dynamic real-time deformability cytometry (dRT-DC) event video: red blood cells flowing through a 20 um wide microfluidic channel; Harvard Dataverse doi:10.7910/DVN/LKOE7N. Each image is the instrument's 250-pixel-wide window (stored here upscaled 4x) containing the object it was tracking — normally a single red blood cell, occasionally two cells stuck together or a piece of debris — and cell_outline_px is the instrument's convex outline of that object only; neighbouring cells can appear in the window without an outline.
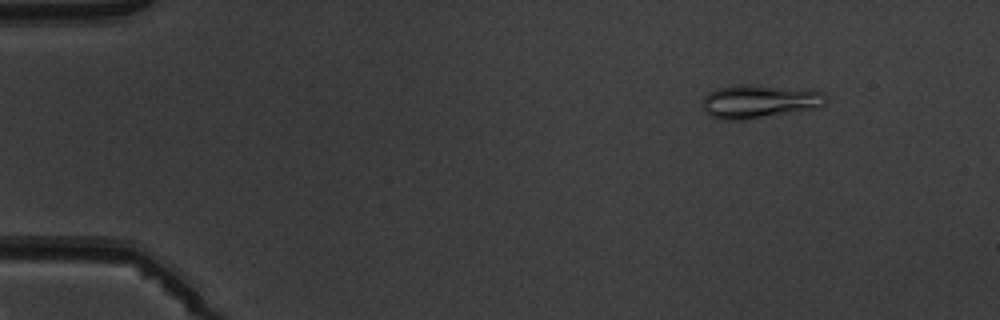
{"species": "common noctule bat (a hibernating species)", "species_latin": "Nyctalus noctula", "temperature_condition": "warm", "stored_images_in_passage": 7, "camera_frame_rate_fps": 3000, "um_per_image_px": 0.085, "animal": {"sex": "male", "body_mass_g": 19.5, "forearm_length_mm": 54.6}, "frame": {"image": 1, "passage_image": 2, "time_ms": 1.333, "image_size_px": [1000, 320], "cell_outline_px": [[828, 100], [824, 104], [816, 108], [744, 120], [720, 120], [704, 112], [700, 104], [704, 96], [708, 92], [716, 88], [740, 84], [748, 84], [824, 92]], "centroid_in_image_um": [64.45, 8.63], "position_along_channel_um": 20.5, "area_um2": 24.04}}
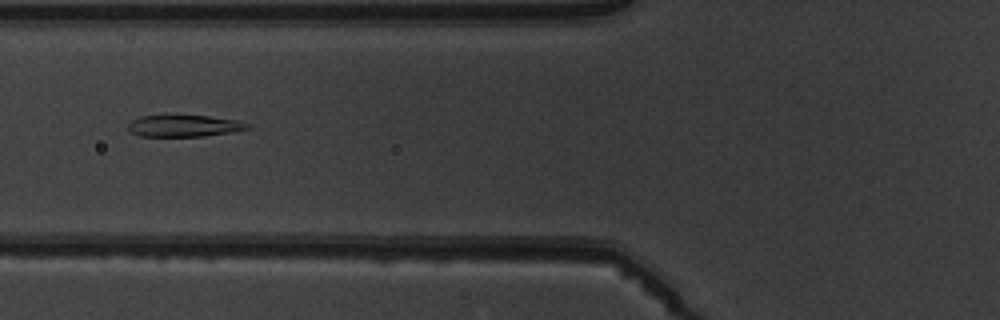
{"frame": {"image": 2, "passage_image": 6, "time_ms": 6.0, "image_size_px": [1000, 320], "cell_outline_px": [[252, 128], [232, 132], [204, 136], [140, 136], [132, 132], [128, 128], [128, 124], [132, 120], [140, 116], [208, 116], [236, 120], [248, 124]], "centroid_in_image_um": [15.66, 10.7], "position_along_channel_um": 110.1, "area_um2": 14.85}}
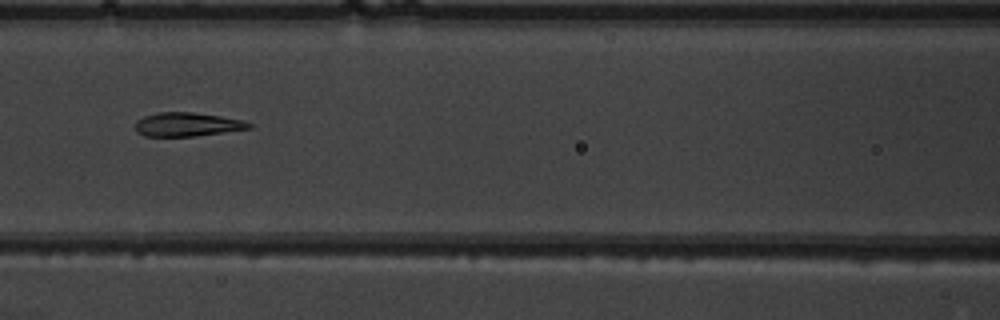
{"frame": {"image": 3, "passage_image": 7, "time_ms": 7.0, "image_size_px": [1000, 320], "cell_outline_px": [[252, 128], [196, 136], [144, 136], [136, 132], [136, 120], [144, 116], [160, 112], [192, 112], [220, 116], [244, 120], [252, 124]], "centroid_in_image_um": [15.91, 10.58], "position_along_channel_um": 150.7, "area_um2": 15.78}}